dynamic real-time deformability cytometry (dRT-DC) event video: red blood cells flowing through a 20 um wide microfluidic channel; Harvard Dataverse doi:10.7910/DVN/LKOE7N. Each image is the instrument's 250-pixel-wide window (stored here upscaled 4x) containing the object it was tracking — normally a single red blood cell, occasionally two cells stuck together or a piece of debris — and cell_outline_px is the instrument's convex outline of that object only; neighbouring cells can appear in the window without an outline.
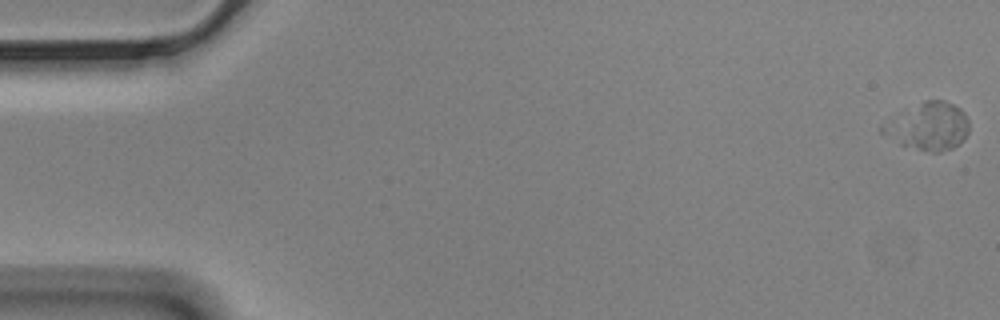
{"species": "Egyptian fruit bat (a non-hibernating species)", "species_latin": "Rousettus aegyptiacus", "temperature_condition": "cold", "stored_images_in_passage": 12, "camera_frame_rate_fps": 3000, "um_per_image_px": 0.085, "animal": {"sex": "male"}, "frame": {"image": 1, "passage_image": 1, "time_ms": 0.0, "image_size_px": [1000, 320], "cell_outline_px": [[968, 132], [964, 140], [960, 144], [952, 148], [940, 152], [932, 152], [900, 144], [916, 108], [924, 100], [944, 100], [960, 108], [964, 112], [968, 120]], "centroid_in_image_um": [79.58, 10.78], "position_along_channel_um": 5.4, "area_um2": 18.9}}